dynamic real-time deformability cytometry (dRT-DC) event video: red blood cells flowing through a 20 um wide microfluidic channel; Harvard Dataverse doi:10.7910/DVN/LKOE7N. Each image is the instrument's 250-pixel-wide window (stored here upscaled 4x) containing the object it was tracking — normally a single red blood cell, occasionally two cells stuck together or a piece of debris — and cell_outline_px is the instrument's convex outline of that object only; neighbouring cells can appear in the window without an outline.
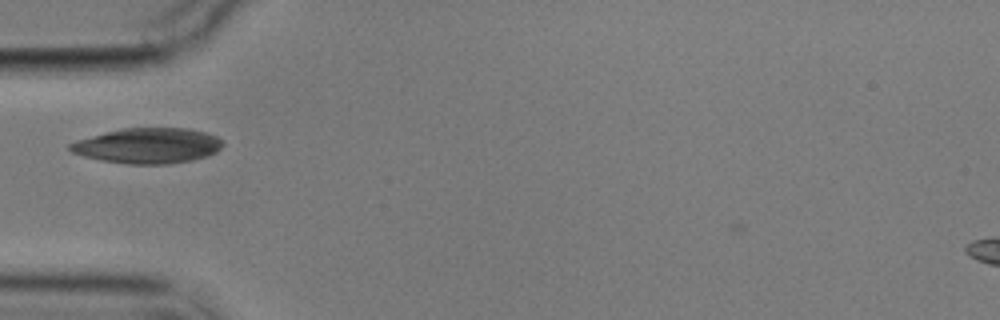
{"species": "common noctule bat (a hibernating species)", "species_latin": "Nyctalus noctula", "temperature_condition": "cold", "stored_images_in_passage": 14, "camera_frame_rate_fps": 3000, "um_per_image_px": 0.085, "animal": {"sex": "male", "body_mass_g": 17.9}, "frame": {"image": 1, "passage_image": 3, "time_ms": 2.333, "image_size_px": [1000, 320], "cell_outline_px": [[224, 144], [216, 152], [208, 156], [192, 160], [168, 164], [128, 164], [100, 160], [84, 156], [72, 152], [68, 148], [68, 144], [76, 140], [124, 128], [188, 128], [204, 132], [216, 136]], "centroid_in_image_um": [12.57, 12.39], "position_along_channel_um": 72.4, "area_um2": 31.33}}
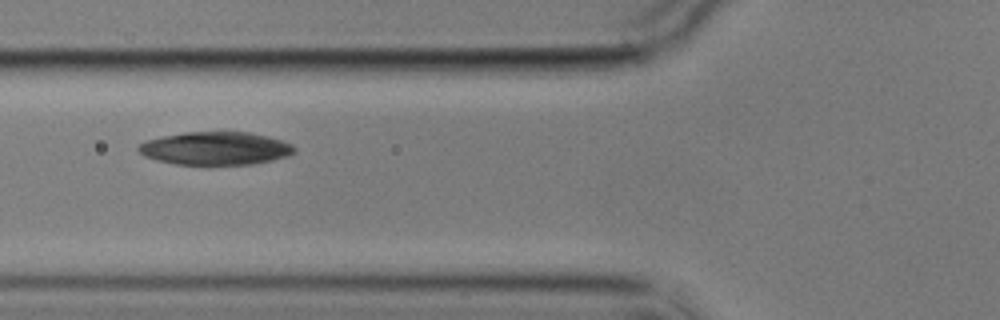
{"frame": {"image": 2, "passage_image": 4, "time_ms": 3.333, "image_size_px": [1000, 320], "cell_outline_px": [[296, 152], [288, 156], [272, 160], [252, 164], [176, 164], [156, 160], [144, 156], [136, 148], [140, 144], [148, 140], [164, 136], [184, 132], [248, 132], [268, 136], [292, 144], [296, 148]], "centroid_in_image_um": [18.34, 12.61], "position_along_channel_um": 107.5, "area_um2": 29.88}}
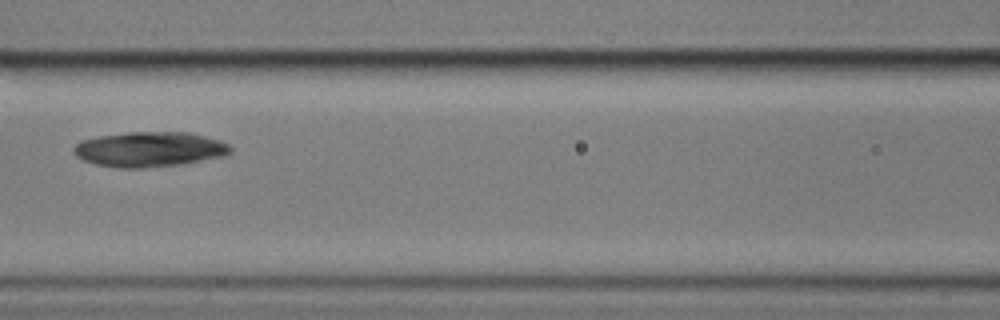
{"frame": {"image": 3, "passage_image": 5, "time_ms": 4.667, "image_size_px": [1000, 320], "cell_outline_px": [[232, 152], [228, 156], [180, 164], [144, 168], [120, 168], [96, 164], [84, 160], [76, 156], [72, 152], [72, 148], [80, 140], [100, 136], [128, 132], [188, 132], [220, 140], [228, 144], [232, 148]], "centroid_in_image_um": [12.72, 12.69], "position_along_channel_um": 153.9, "area_um2": 32.19}}